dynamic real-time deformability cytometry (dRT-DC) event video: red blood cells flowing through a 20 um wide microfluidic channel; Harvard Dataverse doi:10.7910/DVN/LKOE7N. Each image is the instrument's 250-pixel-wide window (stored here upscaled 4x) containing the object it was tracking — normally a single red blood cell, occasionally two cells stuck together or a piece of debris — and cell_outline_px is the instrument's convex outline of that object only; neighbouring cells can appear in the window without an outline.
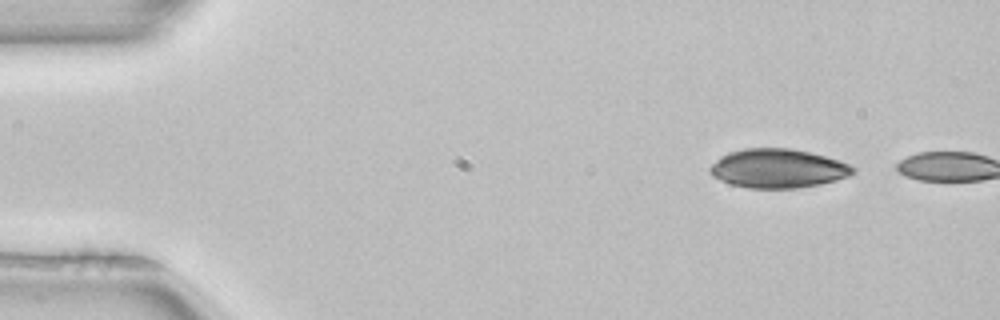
{"species": "common noctule bat (a hibernating species)", "species_latin": "Nyctalus noctula", "temperature_condition": "room temperature", "stored_images_in_passage": 2, "camera_frame_rate_fps": 3000, "um_per_image_px": 0.085, "animal": {"sex": "female", "body_mass_g": 22.7, "forearm_length_mm": 54.2}, "frame": {"image": 1, "passage_image": 1, "time_ms": 0.0, "image_size_px": [1000, 320], "cell_outline_px": [[856, 172], [848, 176], [836, 180], [820, 184], [796, 188], [748, 188], [732, 184], [720, 180], [712, 176], [708, 172], [708, 168], [720, 156], [728, 152], [744, 148], [792, 148], [824, 156], [848, 164], [856, 168]], "centroid_in_image_um": [66.09, 14.31], "position_along_channel_um": 18.9, "area_um2": 32.48}}